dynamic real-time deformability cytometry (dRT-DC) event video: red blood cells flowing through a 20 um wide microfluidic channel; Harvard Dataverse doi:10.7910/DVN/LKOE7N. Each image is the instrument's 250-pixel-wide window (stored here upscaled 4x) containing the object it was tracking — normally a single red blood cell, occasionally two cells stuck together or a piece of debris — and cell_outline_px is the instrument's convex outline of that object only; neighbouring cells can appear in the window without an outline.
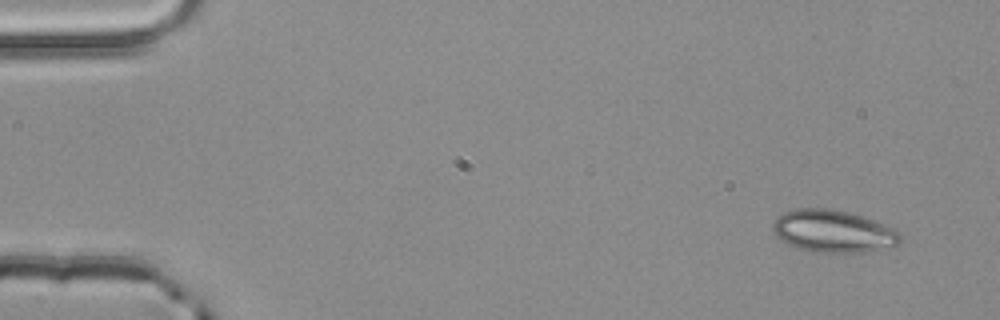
{"species": "common noctule bat (a hibernating species)", "species_latin": "Nyctalus noctula", "temperature_condition": "room temperature", "stored_images_in_passage": 4, "camera_frame_rate_fps": 3000, "um_per_image_px": 0.085, "animal": {"sex": "male", "body_mass_g": 20.4}, "frame": {"image": 1, "passage_image": 1, "time_ms": 0.0, "image_size_px": [1000, 320], "cell_outline_px": [[900, 240], [896, 244], [860, 252], [812, 252], [788, 244], [780, 240], [776, 236], [772, 228], [772, 224], [776, 216], [784, 212], [796, 208], [832, 208], [848, 212], [888, 224], [896, 228], [900, 232]], "centroid_in_image_um": [70.78, 19.62], "position_along_channel_um": 14.2, "area_um2": 31.44}}